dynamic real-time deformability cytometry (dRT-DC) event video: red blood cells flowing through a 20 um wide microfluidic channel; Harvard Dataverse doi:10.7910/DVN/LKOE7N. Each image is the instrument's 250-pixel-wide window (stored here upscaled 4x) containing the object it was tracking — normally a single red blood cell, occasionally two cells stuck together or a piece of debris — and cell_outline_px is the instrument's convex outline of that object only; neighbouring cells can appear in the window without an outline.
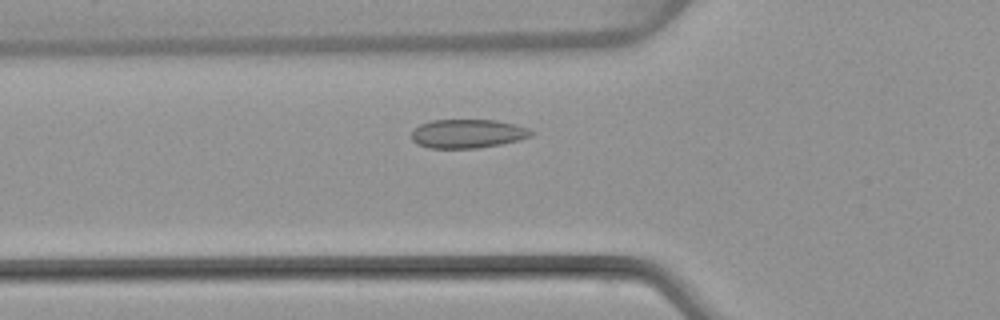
{"species": "common noctule bat (a hibernating species)", "species_latin": "Nyctalus noctula", "temperature_condition": "warm", "stored_images_in_passage": 42, "camera_frame_rate_fps": 3000, "um_per_image_px": 0.085, "animal": {"sex": "female", "body_mass_g": 22.7, "forearm_length_mm": 54.2}, "frame": {"image": 1, "passage_image": 12, "time_ms": 3.667, "image_size_px": [1000, 320], "cell_outline_px": [[536, 132], [532, 136], [520, 140], [500, 144], [476, 148], [428, 148], [416, 144], [412, 140], [412, 132], [420, 124], [432, 120], [496, 120], [516, 124], [528, 128]], "centroid_in_image_um": [39.78, 11.36], "position_along_channel_um": 86.0, "area_um2": 20.23}}
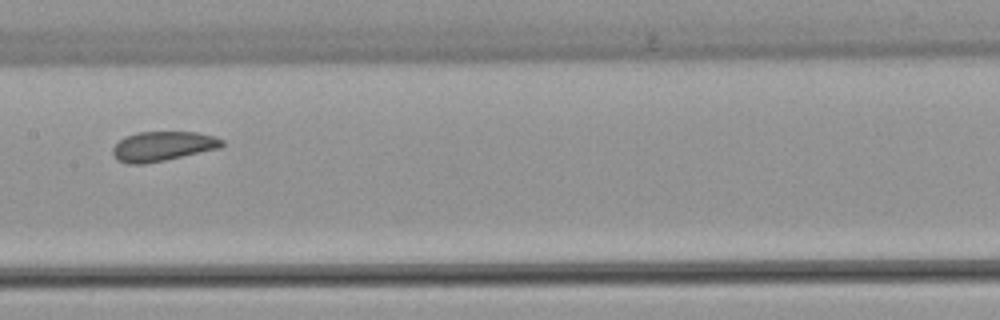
{"frame": {"image": 2, "passage_image": 20, "time_ms": 6.333, "image_size_px": [1000, 320], "cell_outline_px": [[224, 144], [220, 148], [164, 160], [144, 164], [128, 164], [116, 160], [112, 152], [112, 148], [120, 140], [136, 132], [196, 132], [212, 136], [224, 140]], "centroid_in_image_um": [13.81, 12.43], "position_along_channel_um": 193.6, "area_um2": 18.73}}
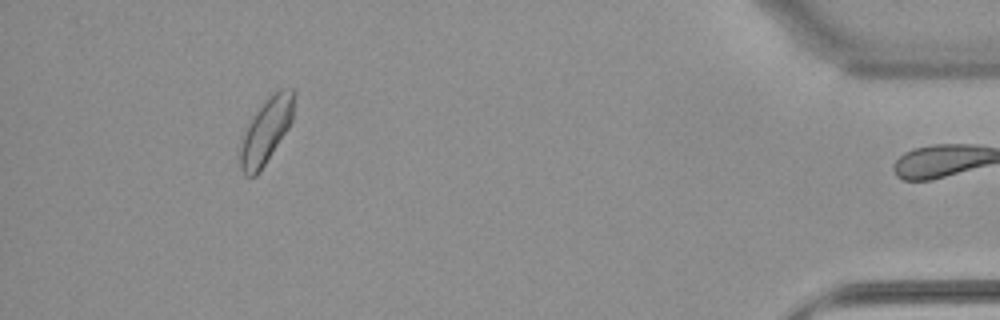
{"frame": {"image": 3, "passage_image": 41, "time_ms": 13.333, "image_size_px": [1000, 320], "cell_outline_px": [[296, 92], [292, 120], [288, 128], [260, 172], [256, 176], [244, 176], [240, 168], [240, 148], [244, 132], [248, 120], [256, 108], [276, 88], [296, 88]], "centroid_in_image_um": [22.62, 11.04], "position_along_channel_um": 412.6, "area_um2": 21.1}, "authors_computed_cell_mechanics": {"area_um2": 19.5075, "velocity_mm_per_s": 4.0192, "shape_relaxation_time_tau1_ms": 4.7819, "shape_relaxation_time_tau2_ms": 2.677, "deformation_change_tau1": 0.0778, "deformation_change_tau2": 0.0608}}